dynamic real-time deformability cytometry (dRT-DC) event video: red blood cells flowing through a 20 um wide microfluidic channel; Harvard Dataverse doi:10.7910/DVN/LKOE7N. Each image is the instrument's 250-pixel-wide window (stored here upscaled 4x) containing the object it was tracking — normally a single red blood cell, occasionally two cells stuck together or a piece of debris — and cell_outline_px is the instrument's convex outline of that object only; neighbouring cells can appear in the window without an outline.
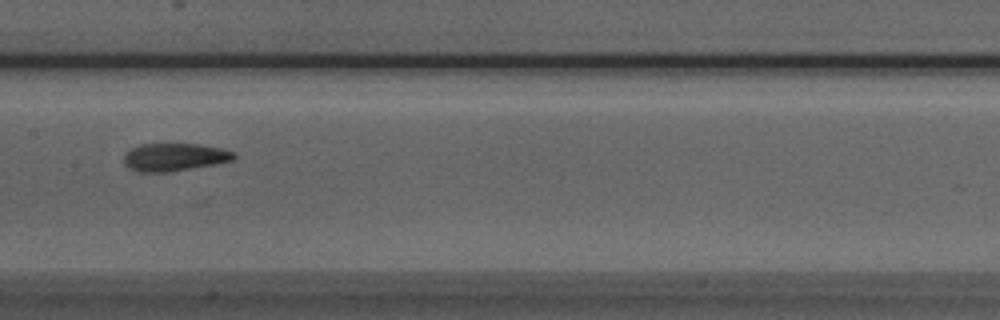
{"species": "Egyptian fruit bat (a non-hibernating species)", "species_latin": "Rousettus aegyptiacus", "temperature_condition": "room temperature", "stored_images_in_passage": 8, "camera_frame_rate_fps": 3000, "um_per_image_px": 0.085, "animal": {"sex": "male"}, "frame": {"image": 1, "passage_image": 5, "time_ms": 1.333, "image_size_px": [1000, 320], "cell_outline_px": [[236, 156], [232, 160], [216, 164], [172, 172], [140, 172], [128, 168], [124, 164], [124, 152], [140, 144], [200, 144], [220, 148], [236, 152]], "centroid_in_image_um": [14.82, 13.36], "position_along_channel_um": 192.6, "area_um2": 18.03}}
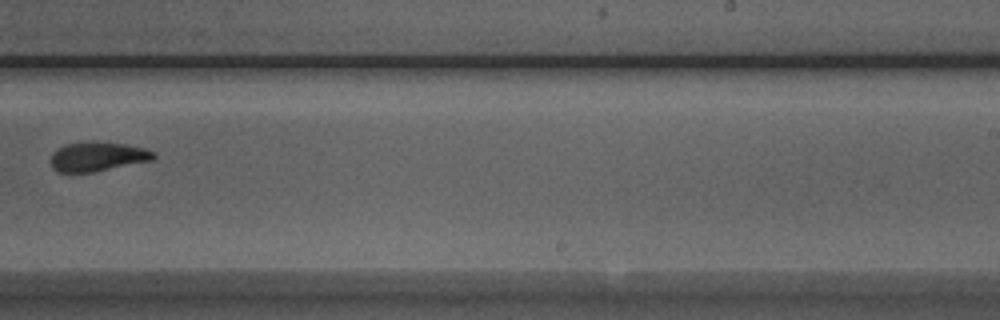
{"frame": {"image": 2, "passage_image": 7, "time_ms": 2.0, "image_size_px": [1000, 320], "cell_outline_px": [[156, 156], [152, 160], [92, 172], [56, 172], [52, 168], [48, 160], [52, 152], [68, 144], [92, 140], [124, 144], [144, 148], [156, 152]], "centroid_in_image_um": [8.25, 13.3], "position_along_channel_um": 280.7, "area_um2": 17.74}}
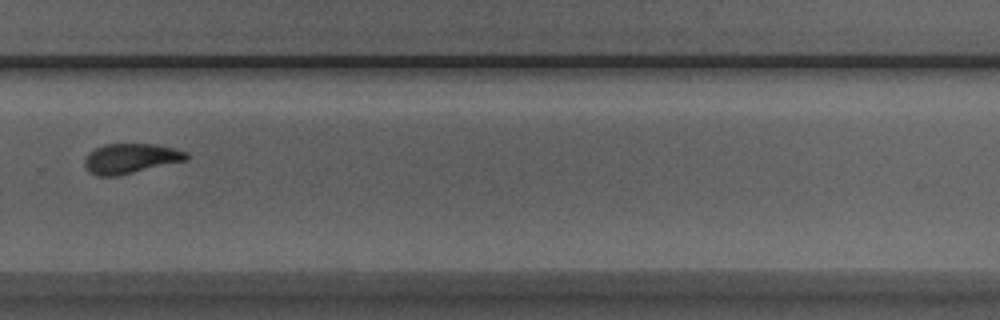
{"frame": {"image": 3, "passage_image": 8, "time_ms": 2.333, "image_size_px": [1000, 320], "cell_outline_px": [[188, 160], [116, 176], [96, 176], [88, 172], [84, 164], [84, 160], [96, 148], [104, 144], [156, 144], [176, 148], [188, 152]], "centroid_in_image_um": [11.14, 13.47], "position_along_channel_um": 318.7, "area_um2": 17.74}}